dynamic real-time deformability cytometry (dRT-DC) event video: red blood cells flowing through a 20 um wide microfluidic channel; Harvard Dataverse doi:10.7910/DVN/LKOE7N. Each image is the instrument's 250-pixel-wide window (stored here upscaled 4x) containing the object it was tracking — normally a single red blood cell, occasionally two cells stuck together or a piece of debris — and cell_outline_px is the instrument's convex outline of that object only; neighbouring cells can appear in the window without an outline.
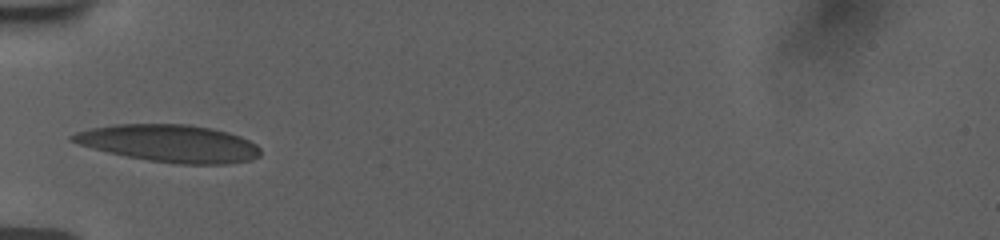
{"species": "human", "species_latin": "Homo sapiens", "temperature_condition": "room temperature", "stored_images_in_passage": 23, "camera_frame_rate_fps": 3000, "um_per_image_px": 0.085, "donor": {"sex": "female"}, "frame": {"image": 1, "passage_image": 1, "time_ms": 0.0, "image_size_px": [1000, 240], "cell_outline_px": [[260, 156], [248, 160], [228, 164], [180, 164], [148, 160], [108, 152], [92, 148], [68, 140], [68, 136], [76, 132], [92, 128], [116, 124], [188, 124], [212, 128], [228, 132], [240, 136], [256, 144], [260, 148]], "centroid_in_image_um": [14.4, 12.18], "position_along_channel_um": 70.6, "area_um2": 40.81}}
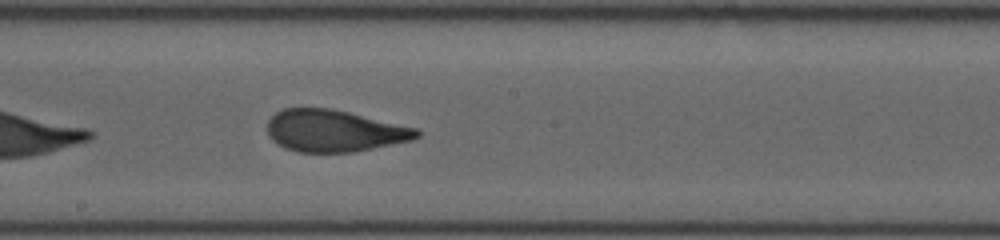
{"frame": {"image": 2, "passage_image": 13, "time_ms": 4.0, "image_size_px": [1000, 240], "cell_outline_px": [[420, 136], [412, 140], [352, 152], [296, 152], [284, 148], [276, 144], [268, 136], [268, 120], [276, 112], [284, 108], [332, 108], [416, 128], [420, 132]], "centroid_in_image_um": [28.37, 11.12], "position_along_channel_um": 219.8, "area_um2": 36.41}}
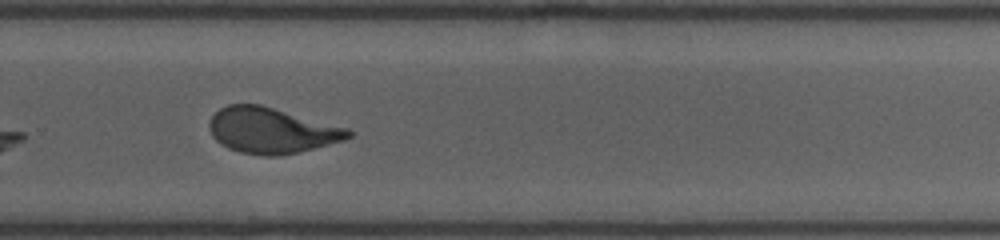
{"frame": {"image": 3, "passage_image": 20, "time_ms": 6.333, "image_size_px": [1000, 240], "cell_outline_px": [[352, 136], [344, 140], [300, 152], [280, 156], [264, 156], [240, 152], [228, 148], [220, 144], [212, 136], [208, 124], [212, 116], [220, 108], [228, 104], [260, 104], [348, 128], [352, 132]], "centroid_in_image_um": [23.06, 11.1], "position_along_channel_um": 306.7, "area_um2": 37.05}}